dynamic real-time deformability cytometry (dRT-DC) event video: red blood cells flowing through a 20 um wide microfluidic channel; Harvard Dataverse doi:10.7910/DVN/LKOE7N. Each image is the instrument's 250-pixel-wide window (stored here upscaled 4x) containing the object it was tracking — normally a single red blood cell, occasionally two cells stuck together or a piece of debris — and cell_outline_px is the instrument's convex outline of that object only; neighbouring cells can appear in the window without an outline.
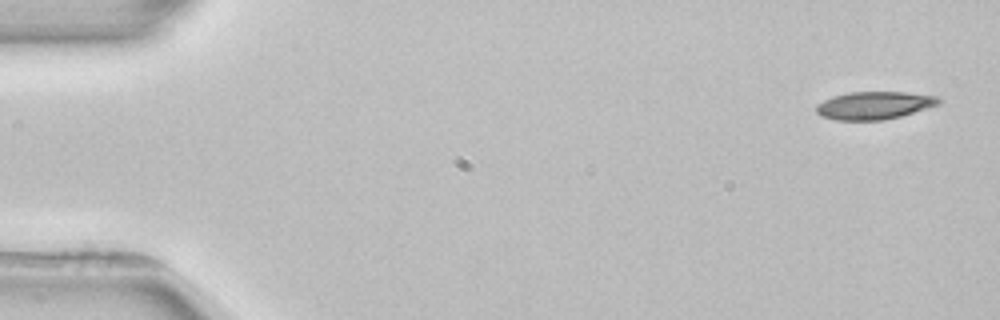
{"species": "common noctule bat (a hibernating species)", "species_latin": "Nyctalus noctula", "temperature_condition": "room temperature", "stored_images_in_passage": 4, "camera_frame_rate_fps": 3000, "um_per_image_px": 0.085, "animal": {"sex": "female", "body_mass_g": 22.7, "forearm_length_mm": 54.2}, "frame": {"image": 1, "passage_image": 1, "time_ms": 0.0, "image_size_px": [1000, 320], "cell_outline_px": [[944, 100], [940, 104], [900, 116], [884, 120], [836, 120], [820, 116], [816, 112], [816, 104], [832, 96], [848, 92], [908, 92], [936, 96]], "centroid_in_image_um": [74.3, 8.95], "position_along_channel_um": 10.7, "area_um2": 19.94}}
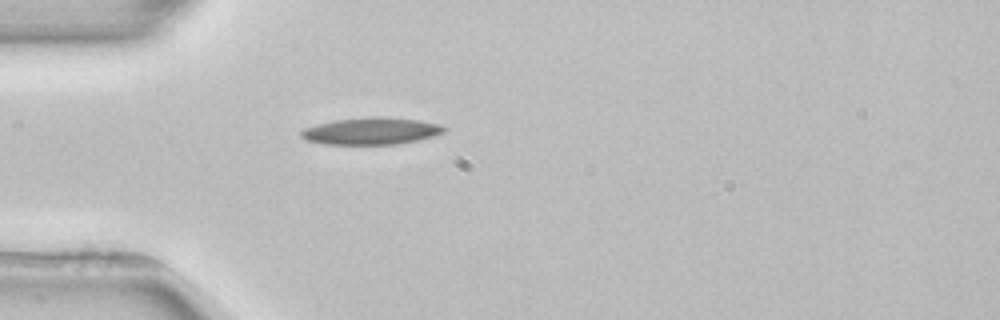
{"frame": {"image": 2, "passage_image": 4, "time_ms": 4.333, "image_size_px": [1000, 320], "cell_outline_px": [[448, 128], [444, 132], [432, 136], [416, 140], [396, 144], [324, 144], [304, 140], [300, 136], [300, 132], [304, 128], [336, 120], [368, 116], [376, 116], [420, 120], [440, 124]], "centroid_in_image_um": [31.55, 11.13], "position_along_channel_um": 53.4, "area_um2": 22.43}}